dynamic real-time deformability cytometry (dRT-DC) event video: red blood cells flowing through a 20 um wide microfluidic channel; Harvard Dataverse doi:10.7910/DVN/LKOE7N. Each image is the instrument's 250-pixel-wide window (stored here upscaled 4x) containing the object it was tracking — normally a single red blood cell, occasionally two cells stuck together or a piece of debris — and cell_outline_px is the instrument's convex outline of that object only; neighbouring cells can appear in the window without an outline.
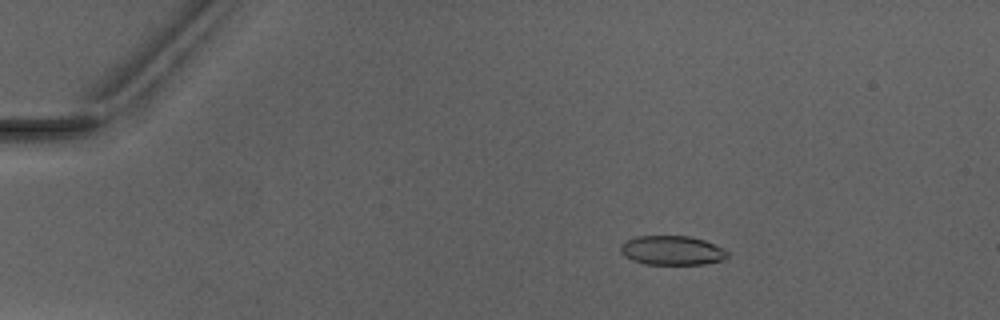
{"species": "Egyptian fruit bat (a non-hibernating species)", "species_latin": "Rousettus aegyptiacus", "temperature_condition": "warm", "stored_images_in_passage": 3, "camera_frame_rate_fps": 3000, "um_per_image_px": 0.085, "animal": {"sex": "male"}, "frame": {"image": 1, "passage_image": 2, "time_ms": 1.333, "image_size_px": [1000, 320], "cell_outline_px": [[728, 256], [720, 260], [704, 264], [644, 264], [632, 260], [624, 256], [620, 252], [620, 244], [636, 236], [688, 236], [704, 240], [724, 248], [728, 252]], "centroid_in_image_um": [57.1, 21.28], "position_along_channel_um": 27.9, "area_um2": 18.21}}